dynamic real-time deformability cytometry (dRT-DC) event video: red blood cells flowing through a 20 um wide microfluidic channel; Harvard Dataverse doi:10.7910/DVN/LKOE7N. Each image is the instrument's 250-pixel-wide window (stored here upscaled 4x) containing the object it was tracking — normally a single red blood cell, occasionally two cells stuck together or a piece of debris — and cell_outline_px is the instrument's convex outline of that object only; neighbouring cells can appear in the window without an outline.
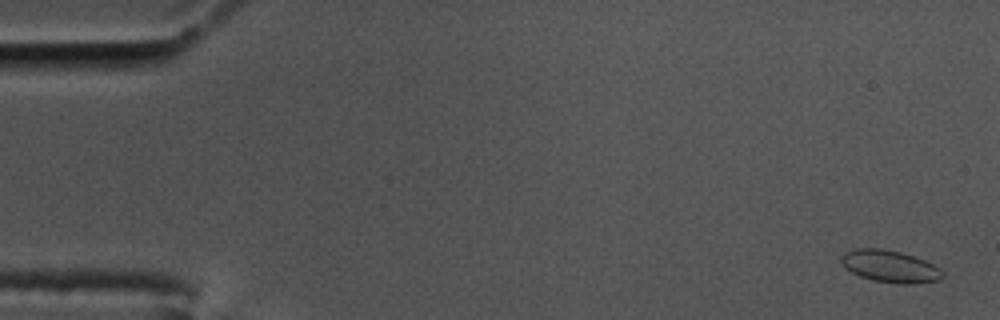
{"species": "common noctule bat (a hibernating species)", "species_latin": "Nyctalus noctula", "temperature_condition": "cold", "stored_images_in_passage": 58, "camera_frame_rate_fps": 3000, "um_per_image_px": 0.085, "animal": {"sex": "male", "body_mass_g": 17.5, "forearm_length_mm": 52.3}, "frame": {"image": 1, "passage_image": 2, "time_ms": 0.333, "image_size_px": [1000, 320], "cell_outline_px": [[944, 276], [940, 280], [916, 284], [904, 284], [872, 280], [860, 276], [844, 268], [840, 260], [840, 256], [844, 252], [856, 248], [884, 248], [900, 252], [924, 260], [940, 268], [944, 272]], "centroid_in_image_um": [75.64, 22.64], "position_along_channel_um": 9.4, "area_um2": 19.13}}
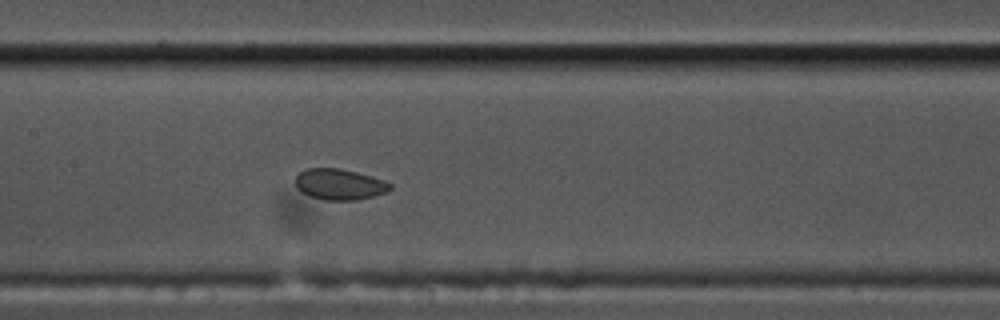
{"frame": {"image": 2, "passage_image": 28, "time_ms": 9.0, "image_size_px": [1000, 320], "cell_outline_px": [[392, 188], [388, 192], [356, 200], [324, 200], [308, 196], [300, 192], [296, 188], [296, 176], [304, 168], [340, 168], [356, 172], [384, 180], [392, 184]], "centroid_in_image_um": [28.83, 15.67], "position_along_channel_um": 178.6, "area_um2": 17.22}}
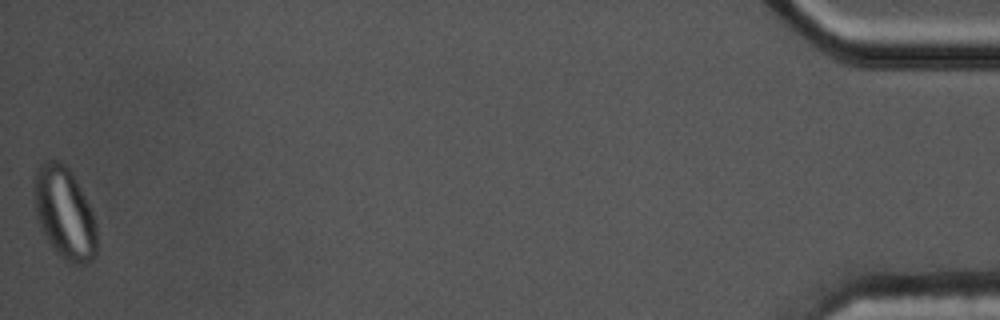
{"frame": {"image": 3, "passage_image": 58, "time_ms": 19.0, "image_size_px": [1000, 320], "cell_outline_px": [[96, 256], [88, 264], [72, 264], [64, 260], [52, 248], [36, 216], [36, 172], [40, 164], [44, 160], [56, 160], [64, 164], [68, 168], [84, 196], [92, 212], [96, 224]], "centroid_in_image_um": [5.51, 18.17], "position_along_channel_um": 429.7, "area_um2": 32.83}, "authors_computed_cell_mechanics": {"area_um2": 18.1492, "velocity_mm_per_s": 3.4656, "shape_relaxation_time_tau1_ms": null, "shape_relaxation_time_tau2_ms": 0.7281, "deformation_change_tau1": null, "deformation_change_tau2": 0.0428}}